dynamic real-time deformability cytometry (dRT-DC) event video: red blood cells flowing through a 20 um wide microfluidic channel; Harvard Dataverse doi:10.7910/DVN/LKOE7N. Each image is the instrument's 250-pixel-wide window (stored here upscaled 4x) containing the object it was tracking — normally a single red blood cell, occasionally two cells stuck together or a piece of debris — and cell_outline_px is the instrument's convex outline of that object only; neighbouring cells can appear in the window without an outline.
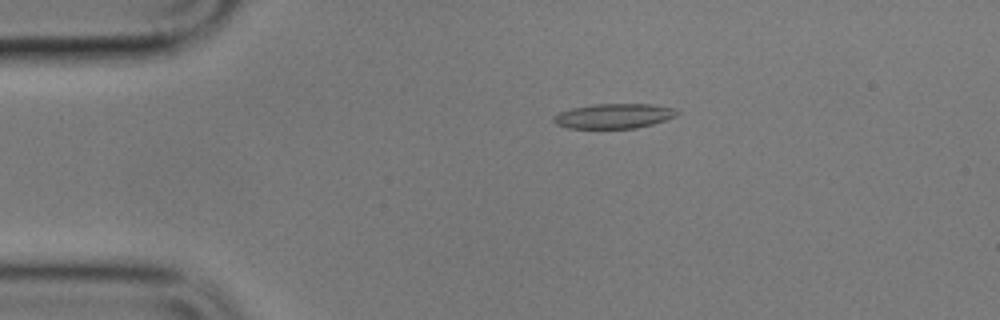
{"species": "common noctule bat (a hibernating species)", "species_latin": "Nyctalus noctula", "temperature_condition": "cold", "stored_images_in_passage": 7, "camera_frame_rate_fps": 3000, "um_per_image_px": 0.085, "animal": {"sex": "male", "body_mass_g": 17.9}, "frame": {"image": 1, "passage_image": 2, "time_ms": 1.0, "image_size_px": [1000, 320], "cell_outline_px": [[680, 112], [676, 116], [652, 124], [636, 128], [568, 128], [556, 124], [552, 120], [552, 116], [560, 112], [572, 108], [592, 104], [652, 104], [676, 108]], "centroid_in_image_um": [52.18, 9.85], "position_along_channel_um": 32.8, "area_um2": 17.92}}
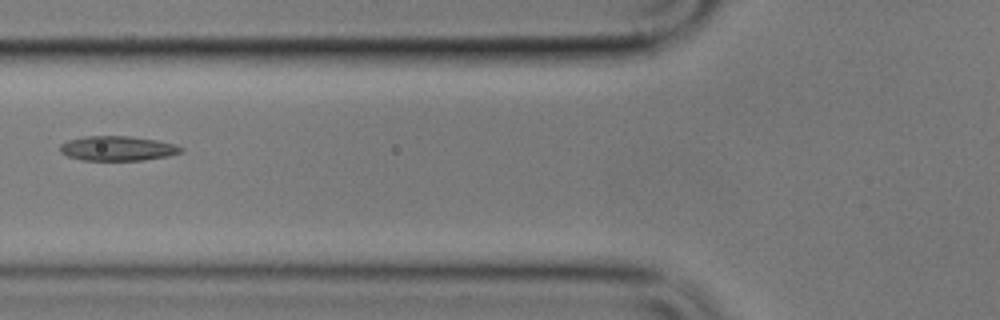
{"frame": {"image": 2, "passage_image": 5, "time_ms": 4.667, "image_size_px": [1000, 320], "cell_outline_px": [[184, 152], [168, 156], [144, 160], [80, 160], [68, 156], [60, 152], [60, 144], [68, 140], [84, 136], [128, 136], [156, 140], [176, 144], [184, 148]], "centroid_in_image_um": [10.01, 12.61], "position_along_channel_um": 115.8, "area_um2": 17.51}}
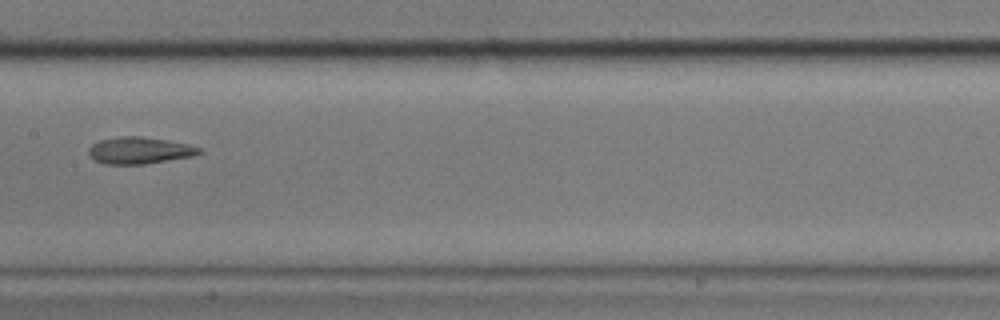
{"frame": {"image": 3, "passage_image": 7, "time_ms": 7.0, "image_size_px": [1000, 320], "cell_outline_px": [[204, 152], [192, 156], [144, 164], [104, 164], [96, 160], [88, 152], [88, 148], [92, 144], [100, 140], [120, 136], [140, 136], [188, 144], [200, 148]], "centroid_in_image_um": [11.85, 12.78], "position_along_channel_um": 195.5, "area_um2": 17.05}}